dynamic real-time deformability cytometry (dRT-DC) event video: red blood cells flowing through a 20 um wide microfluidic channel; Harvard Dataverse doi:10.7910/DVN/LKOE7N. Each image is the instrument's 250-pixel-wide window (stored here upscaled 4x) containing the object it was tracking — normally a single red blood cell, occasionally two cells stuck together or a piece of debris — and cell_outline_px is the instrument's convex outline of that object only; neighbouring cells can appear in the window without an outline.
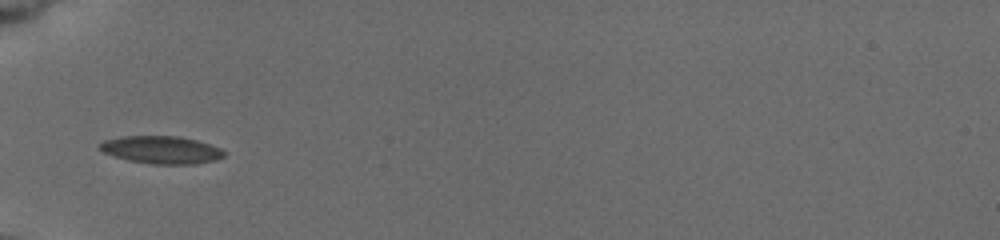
{"species": "common noctule bat (a hibernating species)", "species_latin": "Nyctalus noctula", "temperature_condition": "cold", "stored_images_in_passage": 34, "camera_frame_rate_fps": 3000, "um_per_image_px": 0.085, "animal": {"sex": "female", "body_mass_g": 19.5, "forearm_length_mm": 54.1}, "frame": {"image": 1, "passage_image": 1, "time_ms": 0.0, "image_size_px": [1000, 240], "cell_outline_px": [[224, 156], [216, 160], [196, 164], [148, 164], [128, 160], [104, 152], [96, 148], [96, 144], [104, 140], [120, 136], [180, 136], [196, 140], [220, 148], [224, 152]], "centroid_in_image_um": [13.67, 12.73], "position_along_channel_um": 71.3, "area_um2": 20.17}}
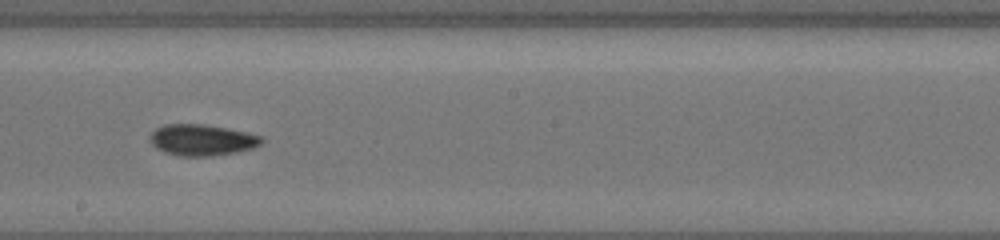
{"frame": {"image": 2, "passage_image": 20, "time_ms": 4.333, "image_size_px": [1000, 240], "cell_outline_px": [[264, 140], [260, 144], [252, 148], [236, 152], [212, 156], [180, 156], [164, 152], [156, 148], [152, 144], [152, 132], [156, 128], [164, 124], [204, 124], [228, 128], [248, 132], [260, 136]], "centroid_in_image_um": [17.18, 11.89], "position_along_channel_um": 231.0, "area_um2": 20.23}}
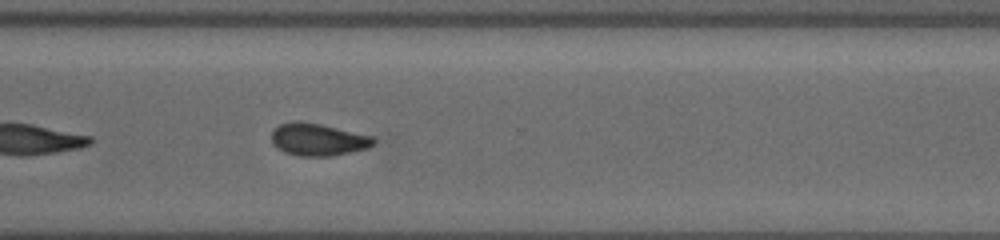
{"frame": {"image": 3, "passage_image": 33, "time_ms": 7.333, "image_size_px": [1000, 240], "cell_outline_px": [[376, 140], [368, 148], [332, 156], [300, 156], [284, 152], [272, 144], [272, 128], [280, 124], [292, 120], [300, 120], [320, 124], [372, 136]], "centroid_in_image_um": [26.98, 11.85], "position_along_channel_um": 343.6, "area_um2": 19.31}}